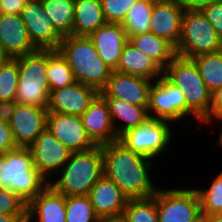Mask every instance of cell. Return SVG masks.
<instances>
[{"label":"cell","instance_id":"obj_1","mask_svg":"<svg viewBox=\"0 0 222 222\" xmlns=\"http://www.w3.org/2000/svg\"><path fill=\"white\" fill-rule=\"evenodd\" d=\"M104 175L127 199L153 196L157 189L150 178L152 159L128 149L119 140L101 146Z\"/></svg>","mask_w":222,"mask_h":222},{"label":"cell","instance_id":"obj_2","mask_svg":"<svg viewBox=\"0 0 222 222\" xmlns=\"http://www.w3.org/2000/svg\"><path fill=\"white\" fill-rule=\"evenodd\" d=\"M57 51L73 71L75 81L91 86L99 92L106 86L112 70L99 57L87 36H65Z\"/></svg>","mask_w":222,"mask_h":222},{"label":"cell","instance_id":"obj_3","mask_svg":"<svg viewBox=\"0 0 222 222\" xmlns=\"http://www.w3.org/2000/svg\"><path fill=\"white\" fill-rule=\"evenodd\" d=\"M48 184L33 165L28 147H17L0 156V188L10 189L28 203Z\"/></svg>","mask_w":222,"mask_h":222},{"label":"cell","instance_id":"obj_4","mask_svg":"<svg viewBox=\"0 0 222 222\" xmlns=\"http://www.w3.org/2000/svg\"><path fill=\"white\" fill-rule=\"evenodd\" d=\"M56 182L49 184L65 196L88 195L91 188L104 175L101 146L84 152H71Z\"/></svg>","mask_w":222,"mask_h":222},{"label":"cell","instance_id":"obj_5","mask_svg":"<svg viewBox=\"0 0 222 222\" xmlns=\"http://www.w3.org/2000/svg\"><path fill=\"white\" fill-rule=\"evenodd\" d=\"M163 74L182 92L186 107L202 123L209 115L211 92L191 59L176 56L163 70Z\"/></svg>","mask_w":222,"mask_h":222},{"label":"cell","instance_id":"obj_6","mask_svg":"<svg viewBox=\"0 0 222 222\" xmlns=\"http://www.w3.org/2000/svg\"><path fill=\"white\" fill-rule=\"evenodd\" d=\"M18 87L15 101L20 105L47 108L50 89L47 79V50L17 57Z\"/></svg>","mask_w":222,"mask_h":222},{"label":"cell","instance_id":"obj_7","mask_svg":"<svg viewBox=\"0 0 222 222\" xmlns=\"http://www.w3.org/2000/svg\"><path fill=\"white\" fill-rule=\"evenodd\" d=\"M222 40L200 10H185L176 56L185 59L220 52Z\"/></svg>","mask_w":222,"mask_h":222},{"label":"cell","instance_id":"obj_8","mask_svg":"<svg viewBox=\"0 0 222 222\" xmlns=\"http://www.w3.org/2000/svg\"><path fill=\"white\" fill-rule=\"evenodd\" d=\"M169 121L149 117L141 125L131 128L119 141L135 153L155 159L167 150L171 140Z\"/></svg>","mask_w":222,"mask_h":222},{"label":"cell","instance_id":"obj_9","mask_svg":"<svg viewBox=\"0 0 222 222\" xmlns=\"http://www.w3.org/2000/svg\"><path fill=\"white\" fill-rule=\"evenodd\" d=\"M155 81L149 90L147 107L149 117L171 123L176 120H184V117H187V115H192L186 107L184 92L164 74Z\"/></svg>","mask_w":222,"mask_h":222},{"label":"cell","instance_id":"obj_10","mask_svg":"<svg viewBox=\"0 0 222 222\" xmlns=\"http://www.w3.org/2000/svg\"><path fill=\"white\" fill-rule=\"evenodd\" d=\"M158 222H193L201 215L197 189H158Z\"/></svg>","mask_w":222,"mask_h":222},{"label":"cell","instance_id":"obj_11","mask_svg":"<svg viewBox=\"0 0 222 222\" xmlns=\"http://www.w3.org/2000/svg\"><path fill=\"white\" fill-rule=\"evenodd\" d=\"M30 40L39 50H57L63 36L46 15L41 0H29L20 14Z\"/></svg>","mask_w":222,"mask_h":222},{"label":"cell","instance_id":"obj_12","mask_svg":"<svg viewBox=\"0 0 222 222\" xmlns=\"http://www.w3.org/2000/svg\"><path fill=\"white\" fill-rule=\"evenodd\" d=\"M28 148L32 153L33 165L48 182L52 172L60 171L71 154L47 128Z\"/></svg>","mask_w":222,"mask_h":222},{"label":"cell","instance_id":"obj_13","mask_svg":"<svg viewBox=\"0 0 222 222\" xmlns=\"http://www.w3.org/2000/svg\"><path fill=\"white\" fill-rule=\"evenodd\" d=\"M46 127L70 152H84L96 147L79 116L48 112Z\"/></svg>","mask_w":222,"mask_h":222},{"label":"cell","instance_id":"obj_14","mask_svg":"<svg viewBox=\"0 0 222 222\" xmlns=\"http://www.w3.org/2000/svg\"><path fill=\"white\" fill-rule=\"evenodd\" d=\"M47 108L17 104L8 123L18 147H29L47 128Z\"/></svg>","mask_w":222,"mask_h":222},{"label":"cell","instance_id":"obj_15","mask_svg":"<svg viewBox=\"0 0 222 222\" xmlns=\"http://www.w3.org/2000/svg\"><path fill=\"white\" fill-rule=\"evenodd\" d=\"M152 83V80L112 71L100 95L103 98L121 99L132 105L148 106Z\"/></svg>","mask_w":222,"mask_h":222},{"label":"cell","instance_id":"obj_16","mask_svg":"<svg viewBox=\"0 0 222 222\" xmlns=\"http://www.w3.org/2000/svg\"><path fill=\"white\" fill-rule=\"evenodd\" d=\"M99 94L97 89L75 81L62 89L50 91L47 110L80 117Z\"/></svg>","mask_w":222,"mask_h":222},{"label":"cell","instance_id":"obj_17","mask_svg":"<svg viewBox=\"0 0 222 222\" xmlns=\"http://www.w3.org/2000/svg\"><path fill=\"white\" fill-rule=\"evenodd\" d=\"M185 9L177 0H156L150 20V32L177 46Z\"/></svg>","mask_w":222,"mask_h":222},{"label":"cell","instance_id":"obj_18","mask_svg":"<svg viewBox=\"0 0 222 222\" xmlns=\"http://www.w3.org/2000/svg\"><path fill=\"white\" fill-rule=\"evenodd\" d=\"M80 117L87 135L96 146L119 140L111 120L108 104L100 94Z\"/></svg>","mask_w":222,"mask_h":222},{"label":"cell","instance_id":"obj_19","mask_svg":"<svg viewBox=\"0 0 222 222\" xmlns=\"http://www.w3.org/2000/svg\"><path fill=\"white\" fill-rule=\"evenodd\" d=\"M89 38L92 40L99 57L112 70L119 64L122 49L128 42V35L119 23H105Z\"/></svg>","mask_w":222,"mask_h":222},{"label":"cell","instance_id":"obj_20","mask_svg":"<svg viewBox=\"0 0 222 222\" xmlns=\"http://www.w3.org/2000/svg\"><path fill=\"white\" fill-rule=\"evenodd\" d=\"M0 46L11 58L38 50L31 42L20 15L0 14Z\"/></svg>","mask_w":222,"mask_h":222},{"label":"cell","instance_id":"obj_21","mask_svg":"<svg viewBox=\"0 0 222 222\" xmlns=\"http://www.w3.org/2000/svg\"><path fill=\"white\" fill-rule=\"evenodd\" d=\"M66 222V196L48 184L27 203L26 222Z\"/></svg>","mask_w":222,"mask_h":222},{"label":"cell","instance_id":"obj_22","mask_svg":"<svg viewBox=\"0 0 222 222\" xmlns=\"http://www.w3.org/2000/svg\"><path fill=\"white\" fill-rule=\"evenodd\" d=\"M88 196L98 217L124 214L128 201L115 183L105 175L91 188Z\"/></svg>","mask_w":222,"mask_h":222},{"label":"cell","instance_id":"obj_23","mask_svg":"<svg viewBox=\"0 0 222 222\" xmlns=\"http://www.w3.org/2000/svg\"><path fill=\"white\" fill-rule=\"evenodd\" d=\"M115 71L152 81L159 79L163 75V69L129 41L122 49L121 58Z\"/></svg>","mask_w":222,"mask_h":222},{"label":"cell","instance_id":"obj_24","mask_svg":"<svg viewBox=\"0 0 222 222\" xmlns=\"http://www.w3.org/2000/svg\"><path fill=\"white\" fill-rule=\"evenodd\" d=\"M105 23L100 0H74L72 35L89 37Z\"/></svg>","mask_w":222,"mask_h":222},{"label":"cell","instance_id":"obj_25","mask_svg":"<svg viewBox=\"0 0 222 222\" xmlns=\"http://www.w3.org/2000/svg\"><path fill=\"white\" fill-rule=\"evenodd\" d=\"M128 41L152 58L163 70L176 57L175 47L152 32L128 36Z\"/></svg>","mask_w":222,"mask_h":222},{"label":"cell","instance_id":"obj_26","mask_svg":"<svg viewBox=\"0 0 222 222\" xmlns=\"http://www.w3.org/2000/svg\"><path fill=\"white\" fill-rule=\"evenodd\" d=\"M104 99L108 104L111 120L118 138L129 129L141 125L149 118L147 111L148 106L132 105L124 100L116 98ZM117 118L124 121L118 128L114 121Z\"/></svg>","mask_w":222,"mask_h":222},{"label":"cell","instance_id":"obj_27","mask_svg":"<svg viewBox=\"0 0 222 222\" xmlns=\"http://www.w3.org/2000/svg\"><path fill=\"white\" fill-rule=\"evenodd\" d=\"M46 15L55 29L63 36L72 35L74 0H41Z\"/></svg>","mask_w":222,"mask_h":222},{"label":"cell","instance_id":"obj_28","mask_svg":"<svg viewBox=\"0 0 222 222\" xmlns=\"http://www.w3.org/2000/svg\"><path fill=\"white\" fill-rule=\"evenodd\" d=\"M156 0H137L121 23L128 36L150 32L153 4Z\"/></svg>","mask_w":222,"mask_h":222},{"label":"cell","instance_id":"obj_29","mask_svg":"<svg viewBox=\"0 0 222 222\" xmlns=\"http://www.w3.org/2000/svg\"><path fill=\"white\" fill-rule=\"evenodd\" d=\"M47 79L50 91L62 89L75 82L73 71L57 50H47Z\"/></svg>","mask_w":222,"mask_h":222},{"label":"cell","instance_id":"obj_30","mask_svg":"<svg viewBox=\"0 0 222 222\" xmlns=\"http://www.w3.org/2000/svg\"><path fill=\"white\" fill-rule=\"evenodd\" d=\"M211 93L222 87V50L191 59Z\"/></svg>","mask_w":222,"mask_h":222},{"label":"cell","instance_id":"obj_31","mask_svg":"<svg viewBox=\"0 0 222 222\" xmlns=\"http://www.w3.org/2000/svg\"><path fill=\"white\" fill-rule=\"evenodd\" d=\"M124 215L129 222H158L156 193L147 198L128 199Z\"/></svg>","mask_w":222,"mask_h":222},{"label":"cell","instance_id":"obj_32","mask_svg":"<svg viewBox=\"0 0 222 222\" xmlns=\"http://www.w3.org/2000/svg\"><path fill=\"white\" fill-rule=\"evenodd\" d=\"M98 218L88 195L66 196V222H97Z\"/></svg>","mask_w":222,"mask_h":222},{"label":"cell","instance_id":"obj_33","mask_svg":"<svg viewBox=\"0 0 222 222\" xmlns=\"http://www.w3.org/2000/svg\"><path fill=\"white\" fill-rule=\"evenodd\" d=\"M201 201V214H222V171L207 189H197Z\"/></svg>","mask_w":222,"mask_h":222},{"label":"cell","instance_id":"obj_34","mask_svg":"<svg viewBox=\"0 0 222 222\" xmlns=\"http://www.w3.org/2000/svg\"><path fill=\"white\" fill-rule=\"evenodd\" d=\"M18 87V62L11 58L0 68V100H15Z\"/></svg>","mask_w":222,"mask_h":222},{"label":"cell","instance_id":"obj_35","mask_svg":"<svg viewBox=\"0 0 222 222\" xmlns=\"http://www.w3.org/2000/svg\"><path fill=\"white\" fill-rule=\"evenodd\" d=\"M106 23L121 24L137 0H100Z\"/></svg>","mask_w":222,"mask_h":222},{"label":"cell","instance_id":"obj_36","mask_svg":"<svg viewBox=\"0 0 222 222\" xmlns=\"http://www.w3.org/2000/svg\"><path fill=\"white\" fill-rule=\"evenodd\" d=\"M0 214L27 215V203L10 189L0 188Z\"/></svg>","mask_w":222,"mask_h":222},{"label":"cell","instance_id":"obj_37","mask_svg":"<svg viewBox=\"0 0 222 222\" xmlns=\"http://www.w3.org/2000/svg\"><path fill=\"white\" fill-rule=\"evenodd\" d=\"M222 40V1L217 0L200 10Z\"/></svg>","mask_w":222,"mask_h":222},{"label":"cell","instance_id":"obj_38","mask_svg":"<svg viewBox=\"0 0 222 222\" xmlns=\"http://www.w3.org/2000/svg\"><path fill=\"white\" fill-rule=\"evenodd\" d=\"M17 147L9 124L0 120V156Z\"/></svg>","mask_w":222,"mask_h":222},{"label":"cell","instance_id":"obj_39","mask_svg":"<svg viewBox=\"0 0 222 222\" xmlns=\"http://www.w3.org/2000/svg\"><path fill=\"white\" fill-rule=\"evenodd\" d=\"M222 120V87L211 93V107L208 117L202 122L210 124L211 121Z\"/></svg>","mask_w":222,"mask_h":222},{"label":"cell","instance_id":"obj_40","mask_svg":"<svg viewBox=\"0 0 222 222\" xmlns=\"http://www.w3.org/2000/svg\"><path fill=\"white\" fill-rule=\"evenodd\" d=\"M29 0H0V14L20 15Z\"/></svg>","mask_w":222,"mask_h":222},{"label":"cell","instance_id":"obj_41","mask_svg":"<svg viewBox=\"0 0 222 222\" xmlns=\"http://www.w3.org/2000/svg\"><path fill=\"white\" fill-rule=\"evenodd\" d=\"M17 104L15 100H0V120L9 123Z\"/></svg>","mask_w":222,"mask_h":222},{"label":"cell","instance_id":"obj_42","mask_svg":"<svg viewBox=\"0 0 222 222\" xmlns=\"http://www.w3.org/2000/svg\"><path fill=\"white\" fill-rule=\"evenodd\" d=\"M185 10H201L217 0H177Z\"/></svg>","mask_w":222,"mask_h":222},{"label":"cell","instance_id":"obj_43","mask_svg":"<svg viewBox=\"0 0 222 222\" xmlns=\"http://www.w3.org/2000/svg\"><path fill=\"white\" fill-rule=\"evenodd\" d=\"M27 215L0 214V222H26Z\"/></svg>","mask_w":222,"mask_h":222},{"label":"cell","instance_id":"obj_44","mask_svg":"<svg viewBox=\"0 0 222 222\" xmlns=\"http://www.w3.org/2000/svg\"><path fill=\"white\" fill-rule=\"evenodd\" d=\"M97 222H129L124 214L115 216L99 217Z\"/></svg>","mask_w":222,"mask_h":222},{"label":"cell","instance_id":"obj_45","mask_svg":"<svg viewBox=\"0 0 222 222\" xmlns=\"http://www.w3.org/2000/svg\"><path fill=\"white\" fill-rule=\"evenodd\" d=\"M11 59V57L5 52V50L0 46V68Z\"/></svg>","mask_w":222,"mask_h":222},{"label":"cell","instance_id":"obj_46","mask_svg":"<svg viewBox=\"0 0 222 222\" xmlns=\"http://www.w3.org/2000/svg\"><path fill=\"white\" fill-rule=\"evenodd\" d=\"M206 222H222V214H212L206 216Z\"/></svg>","mask_w":222,"mask_h":222},{"label":"cell","instance_id":"obj_47","mask_svg":"<svg viewBox=\"0 0 222 222\" xmlns=\"http://www.w3.org/2000/svg\"><path fill=\"white\" fill-rule=\"evenodd\" d=\"M193 222H206V215L201 214L197 219Z\"/></svg>","mask_w":222,"mask_h":222},{"label":"cell","instance_id":"obj_48","mask_svg":"<svg viewBox=\"0 0 222 222\" xmlns=\"http://www.w3.org/2000/svg\"><path fill=\"white\" fill-rule=\"evenodd\" d=\"M221 121H222V120H221ZM217 143L222 146V129H221V131H220V136H219V140H218Z\"/></svg>","mask_w":222,"mask_h":222}]
</instances>
